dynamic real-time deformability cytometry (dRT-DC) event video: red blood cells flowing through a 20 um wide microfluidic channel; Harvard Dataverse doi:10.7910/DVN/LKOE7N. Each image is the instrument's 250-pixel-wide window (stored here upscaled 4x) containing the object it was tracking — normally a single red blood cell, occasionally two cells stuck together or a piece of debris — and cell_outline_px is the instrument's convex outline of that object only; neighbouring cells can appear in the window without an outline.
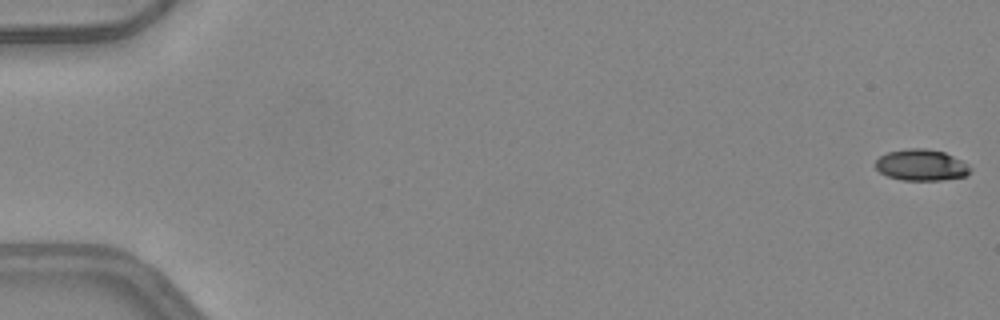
{"species": "common noctule bat (a hibernating species)", "species_latin": "Nyctalus noctula", "temperature_condition": "warm", "stored_images_in_passage": 16, "camera_frame_rate_fps": 3000, "um_per_image_px": 0.085, "animal": {"sex": "female", "body_mass_g": 24.6, "forearm_length_mm": 56.2}, "frame": {"image": 1, "passage_image": 1, "time_ms": 0.0, "image_size_px": [1000, 320], "cell_outline_px": [[972, 168], [964, 176], [940, 180], [900, 180], [888, 176], [880, 172], [876, 168], [876, 160], [880, 156], [888, 152], [908, 148], [924, 148], [944, 152], [960, 160]], "centroid_in_image_um": [78.28, 14.03], "position_along_channel_um": 6.7, "area_um2": 17.05}}